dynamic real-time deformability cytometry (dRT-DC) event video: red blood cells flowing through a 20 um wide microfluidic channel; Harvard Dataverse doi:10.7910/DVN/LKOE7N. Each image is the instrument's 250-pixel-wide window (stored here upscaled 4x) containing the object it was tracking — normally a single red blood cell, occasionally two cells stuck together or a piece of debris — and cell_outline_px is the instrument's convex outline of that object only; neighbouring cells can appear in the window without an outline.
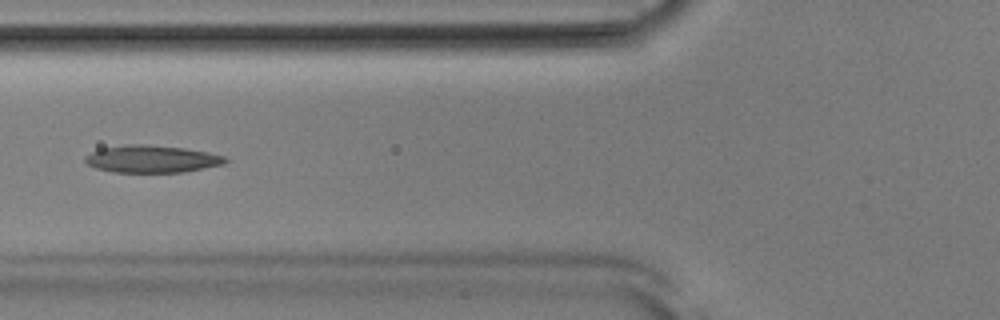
{"species": "Egyptian fruit bat (a non-hibernating species)", "species_latin": "Rousettus aegyptiacus", "temperature_condition": "room temperature", "stored_images_in_passage": 51, "camera_frame_rate_fps": 3000, "um_per_image_px": 0.085, "animal": {"sex": "male"}, "frame": {"image": 1, "passage_image": 19, "time_ms": 6.0, "image_size_px": [1000, 320], "cell_outline_px": [[228, 160], [224, 164], [184, 172], [112, 172], [96, 168], [88, 164], [84, 160], [84, 156], [100, 148], [124, 144], [148, 144], [184, 148], [208, 152], [224, 156]], "centroid_in_image_um": [12.88, 13.5], "position_along_channel_um": 112.9, "area_um2": 22.43}}
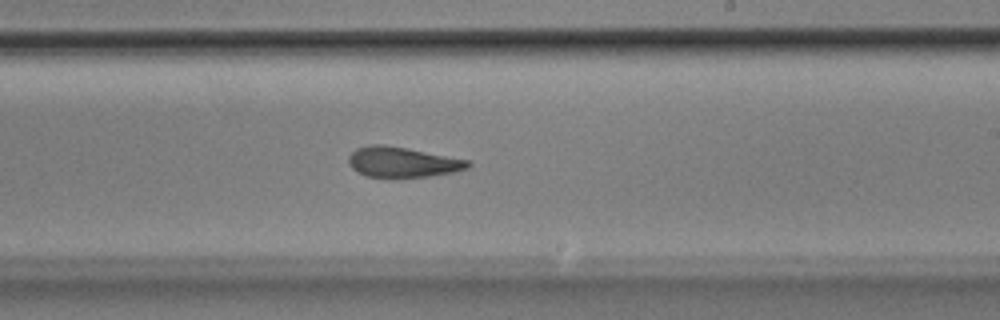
{"frame": {"image": 2, "passage_image": 30, "time_ms": 9.667, "image_size_px": [1000, 320], "cell_outline_px": [[472, 164], [468, 168], [452, 172], [428, 176], [368, 176], [356, 172], [348, 164], [348, 156], [356, 148], [368, 144], [384, 144], [472, 160]], "centroid_in_image_um": [34.21, 13.75], "position_along_channel_um": 254.8, "area_um2": 20.98}}
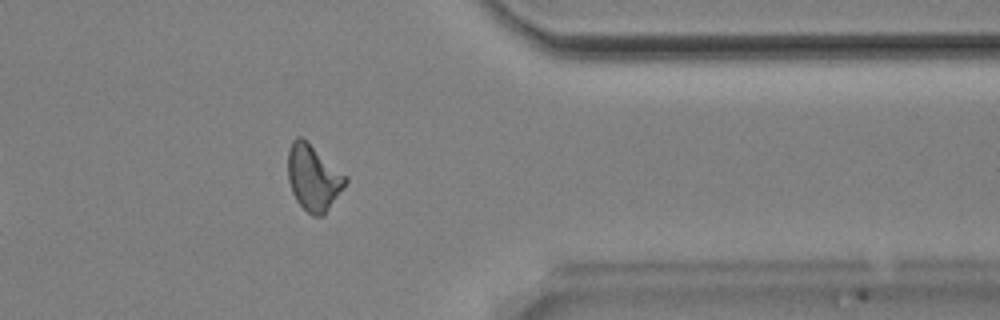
{"frame": {"image": 3, "passage_image": 41, "time_ms": 13.333, "image_size_px": [1000, 320], "cell_outline_px": [[348, 180], [344, 188], [324, 216], [312, 216], [296, 200], [292, 192], [288, 180], [288, 148], [292, 140], [296, 136], [300, 136], [348, 176]], "centroid_in_image_um": [26.64, 15.12], "position_along_channel_um": 384.8, "area_um2": 22.14}, "authors_computed_cell_mechanics": {"area_um2": 21.8484, "velocity_mm_per_s": 3.8777, "shape_relaxation_time_tau1_ms": 5.7265, "shape_relaxation_time_tau2_ms": 3.0433, "deformation_change_tau1": 0.1715, "deformation_change_tau2": 0.1125}}